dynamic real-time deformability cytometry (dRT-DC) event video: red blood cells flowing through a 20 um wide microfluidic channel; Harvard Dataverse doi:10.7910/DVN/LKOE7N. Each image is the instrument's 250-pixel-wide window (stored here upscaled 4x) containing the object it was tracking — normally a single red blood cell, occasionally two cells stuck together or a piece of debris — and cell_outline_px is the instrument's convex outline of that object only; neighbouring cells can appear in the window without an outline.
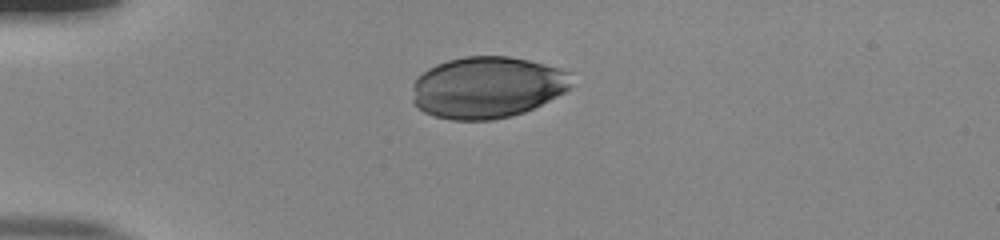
{"species": "human", "species_latin": "Homo sapiens", "temperature_condition": "room temperature", "stored_images_in_passage": 32, "camera_frame_rate_fps": 3000, "um_per_image_px": 0.085, "donor": {"sex": "male"}, "frame": {"image": 1, "passage_image": 1, "time_ms": 0.0, "image_size_px": [1000, 240], "cell_outline_px": [[572, 84], [564, 92], [524, 112], [512, 116], [492, 120], [452, 120], [436, 116], [424, 112], [412, 100], [412, 84], [428, 68], [436, 64], [448, 60], [464, 56], [508, 56], [528, 60], [572, 72]], "centroid_in_image_um": [41.4, 7.42], "position_along_channel_um": 43.6, "area_um2": 57.05}}
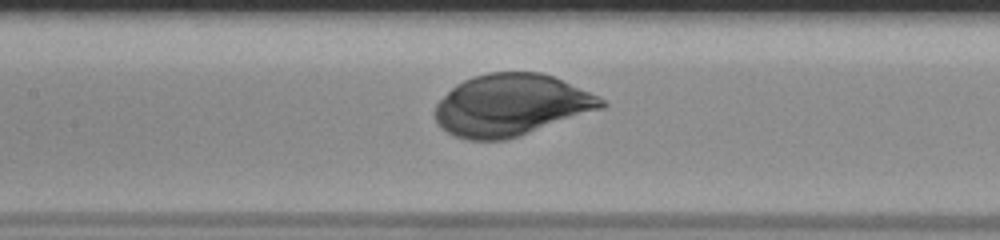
{"frame": {"image": 2, "passage_image": 13, "time_ms": 4.0, "image_size_px": [1000, 240], "cell_outline_px": [[608, 104], [604, 108], [520, 136], [504, 140], [464, 140], [452, 136], [440, 128], [436, 124], [432, 112], [436, 104], [456, 84], [472, 76], [488, 72], [540, 72], [552, 76], [588, 92], [604, 100]], "centroid_in_image_um": [43.38, 8.95], "position_along_channel_um": 164.0, "area_um2": 60.11}}
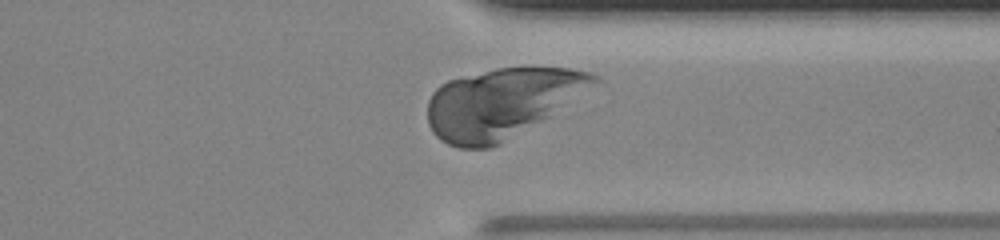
{"frame": {"image": 3, "passage_image": 29, "time_ms": 9.333, "image_size_px": [1000, 240], "cell_outline_px": [[604, 80], [548, 116], [500, 144], [488, 148], [460, 148], [448, 144], [440, 140], [432, 132], [428, 124], [428, 100], [432, 92], [440, 84], [448, 80], [496, 68], [568, 68], [588, 72], [600, 76]], "centroid_in_image_um": [42.62, 8.76], "position_along_channel_um": 368.8, "area_um2": 67.34}}